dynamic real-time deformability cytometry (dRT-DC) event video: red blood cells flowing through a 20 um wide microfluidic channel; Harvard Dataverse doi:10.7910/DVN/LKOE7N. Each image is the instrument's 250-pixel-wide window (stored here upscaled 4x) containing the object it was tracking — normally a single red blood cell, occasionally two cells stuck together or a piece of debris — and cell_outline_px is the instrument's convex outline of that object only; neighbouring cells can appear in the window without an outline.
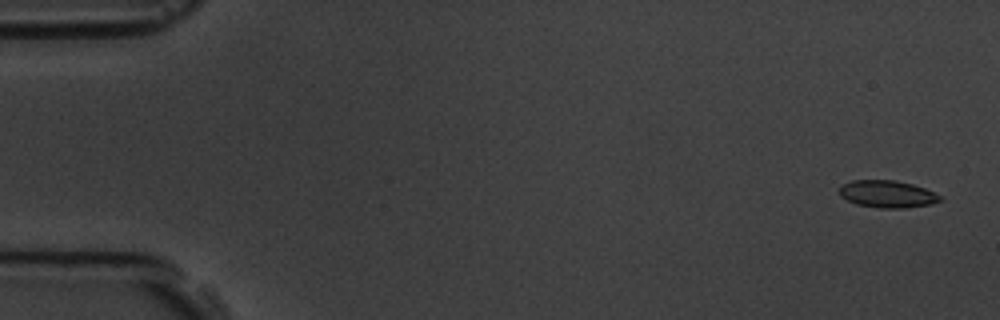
{"species": "common noctule bat (a hibernating species)", "species_latin": "Nyctalus noctula", "temperature_condition": "room temperature", "stored_images_in_passage": 5, "camera_frame_rate_fps": 3000, "um_per_image_px": 0.085, "animal": {"sex": "male", "body_mass_g": 19.5, "forearm_length_mm": 54.6}, "frame": {"image": 1, "passage_image": 1, "time_ms": 0.0, "image_size_px": [1000, 320], "cell_outline_px": [[944, 200], [932, 204], [904, 208], [880, 208], [856, 204], [840, 196], [840, 188], [844, 184], [852, 180], [896, 180], [912, 184], [924, 188], [940, 196]], "centroid_in_image_um": [75.44, 16.5], "position_along_channel_um": 9.6, "area_um2": 15.9}}
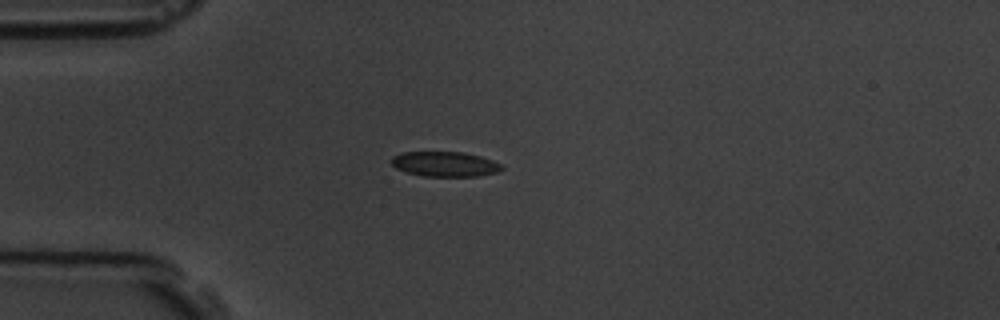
{"frame": {"image": 2, "passage_image": 5, "time_ms": 4.333, "image_size_px": [1000, 320], "cell_outline_px": [[504, 168], [496, 172], [480, 176], [424, 176], [408, 172], [396, 168], [392, 164], [392, 156], [400, 152], [464, 152], [480, 156], [492, 160], [500, 164]], "centroid_in_image_um": [37.81, 13.94], "position_along_channel_um": 47.2, "area_um2": 15.95}}